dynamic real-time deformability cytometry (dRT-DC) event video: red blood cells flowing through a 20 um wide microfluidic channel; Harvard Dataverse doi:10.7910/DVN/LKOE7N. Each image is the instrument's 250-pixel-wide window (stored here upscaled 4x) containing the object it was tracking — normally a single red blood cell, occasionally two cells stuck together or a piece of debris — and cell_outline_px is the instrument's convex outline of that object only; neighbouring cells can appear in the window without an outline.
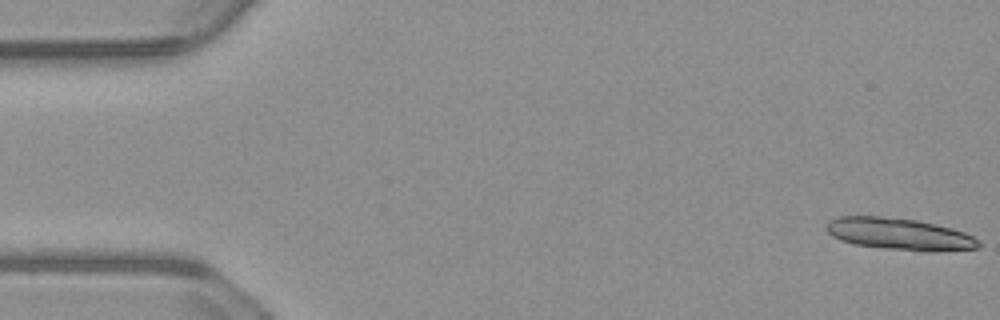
{"species": "common noctule bat (a hibernating species)", "species_latin": "Nyctalus noctula", "temperature_condition": "warm", "stored_images_in_passage": 15, "camera_frame_rate_fps": 3000, "um_per_image_px": 0.085, "animal": {"sex": "male", "body_mass_g": 23.1, "forearm_length_mm": 52.7}, "frame": {"image": 1, "passage_image": 1, "time_ms": 0.0, "image_size_px": [1000, 320], "cell_outline_px": [[980, 248], [884, 248], [856, 244], [840, 240], [832, 236], [824, 228], [824, 224], [828, 220], [840, 216], [880, 216], [916, 220], [964, 232], [972, 236], [980, 244]], "centroid_in_image_um": [76.24, 19.82], "position_along_channel_um": 8.8, "area_um2": 26.7}}